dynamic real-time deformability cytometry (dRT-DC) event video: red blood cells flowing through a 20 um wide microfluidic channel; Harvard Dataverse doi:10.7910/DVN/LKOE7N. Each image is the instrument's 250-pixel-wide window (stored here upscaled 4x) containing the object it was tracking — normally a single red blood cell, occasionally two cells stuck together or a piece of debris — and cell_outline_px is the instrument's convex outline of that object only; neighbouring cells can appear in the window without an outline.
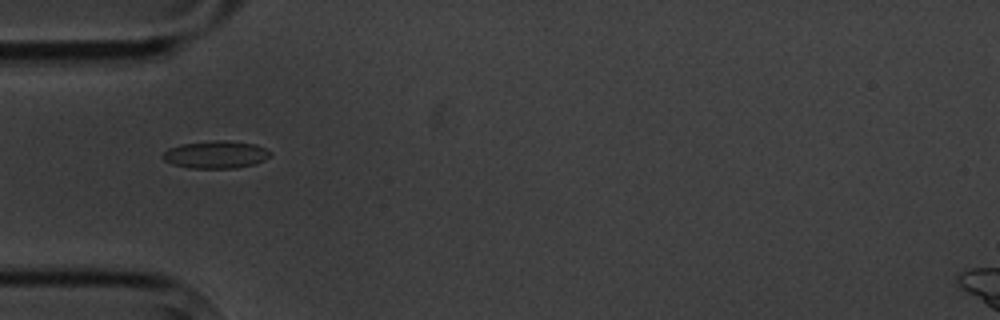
{"species": "common noctule bat (a hibernating species)", "species_latin": "Nyctalus noctula", "temperature_condition": "cold", "stored_images_in_passage": 9, "camera_frame_rate_fps": 3000, "um_per_image_px": 0.085, "animal": {"sex": "male", "body_mass_g": 20.1, "forearm_length_mm": 53.5}, "frame": {"image": 1, "passage_image": 4, "time_ms": 3.333, "image_size_px": [1000, 320], "cell_outline_px": [[272, 152], [264, 160], [256, 164], [236, 168], [188, 168], [172, 164], [164, 160], [160, 156], [168, 148], [180, 144], [212, 140], [228, 140], [256, 144]], "centroid_in_image_um": [18.32, 13.13], "position_along_channel_um": 66.7, "area_um2": 17.46}}
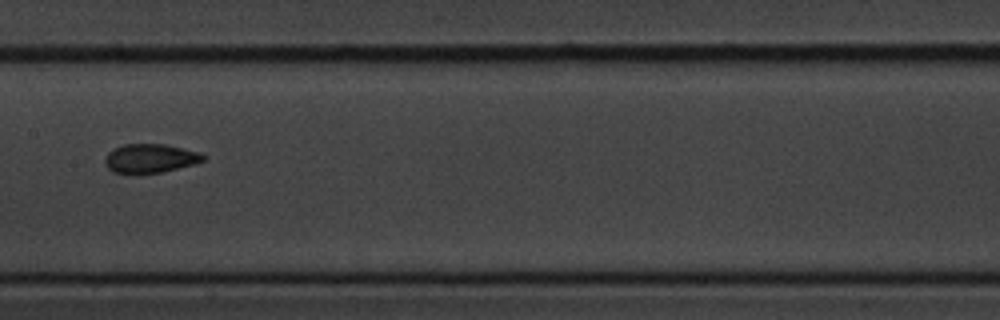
{"frame": {"image": 2, "passage_image": 7, "time_ms": 7.0, "image_size_px": [1000, 320], "cell_outline_px": [[204, 160], [196, 164], [160, 172], [112, 172], [104, 164], [104, 160], [108, 152], [124, 144], [164, 144], [200, 152], [204, 156]], "centroid_in_image_um": [12.77, 13.44], "position_along_channel_um": 194.6, "area_um2": 16.24}}
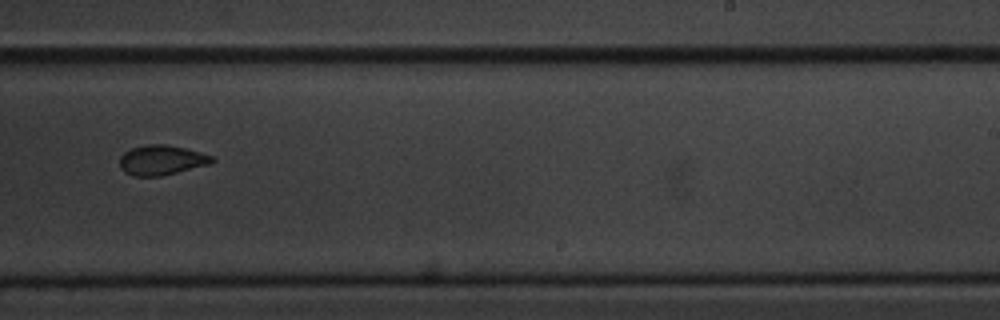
{"frame": {"image": 3, "passage_image": 9, "time_ms": 9.333, "image_size_px": [1000, 320], "cell_outline_px": [[216, 160], [212, 164], [160, 176], [136, 176], [124, 172], [120, 168], [120, 156], [124, 152], [132, 148], [148, 144], [164, 144], [184, 148], [212, 156]], "centroid_in_image_um": [13.73, 13.61], "position_along_channel_um": 275.3, "area_um2": 16.01}}